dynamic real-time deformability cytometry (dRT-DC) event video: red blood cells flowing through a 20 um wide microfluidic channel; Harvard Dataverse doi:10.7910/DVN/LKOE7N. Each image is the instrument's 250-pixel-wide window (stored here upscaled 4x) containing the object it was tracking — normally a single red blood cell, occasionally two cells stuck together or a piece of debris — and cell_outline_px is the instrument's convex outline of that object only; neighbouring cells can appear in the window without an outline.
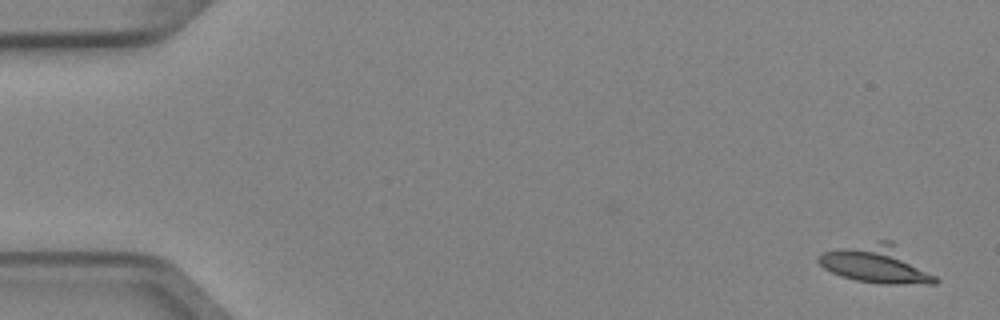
{"species": "Egyptian fruit bat (a non-hibernating species)", "species_latin": "Rousettus aegyptiacus", "temperature_condition": "cold", "stored_images_in_passage": 2, "camera_frame_rate_fps": 3000, "um_per_image_px": 0.085, "animal": {"sex": "female"}, "frame": {"image": 1, "passage_image": 2, "time_ms": 0.333, "image_size_px": [1000, 320], "cell_outline_px": [[940, 280], [936, 284], [880, 284], [856, 280], [840, 276], [824, 268], [816, 260], [816, 256], [824, 252], [880, 240], [892, 240], [936, 276]], "centroid_in_image_um": [74.54, 22.47], "position_along_channel_um": 10.5, "area_um2": 25.72}}